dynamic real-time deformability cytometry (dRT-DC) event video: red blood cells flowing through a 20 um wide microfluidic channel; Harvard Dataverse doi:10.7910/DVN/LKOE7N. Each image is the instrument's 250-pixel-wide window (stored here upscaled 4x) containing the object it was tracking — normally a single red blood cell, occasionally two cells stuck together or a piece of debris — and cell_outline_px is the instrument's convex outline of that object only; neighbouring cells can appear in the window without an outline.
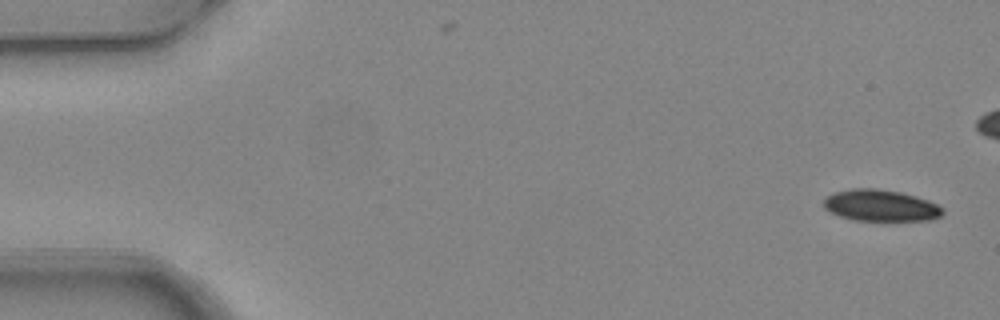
{"species": "common noctule bat (a hibernating species)", "species_latin": "Nyctalus noctula", "temperature_condition": "warm", "stored_images_in_passage": 5, "camera_frame_rate_fps": 3000, "um_per_image_px": 0.085, "animal": {"sex": "female", "body_mass_g": 24.6, "forearm_length_mm": 56.2}, "frame": {"image": 1, "passage_image": 1, "time_ms": 0.0, "image_size_px": [1000, 320], "cell_outline_px": [[944, 212], [940, 216], [932, 220], [852, 220], [828, 212], [824, 208], [824, 200], [828, 196], [836, 192], [852, 188], [876, 188], [900, 192], [916, 196], [928, 200], [944, 208]], "centroid_in_image_um": [74.86, 17.47], "position_along_channel_um": 10.1, "area_um2": 21.85}}